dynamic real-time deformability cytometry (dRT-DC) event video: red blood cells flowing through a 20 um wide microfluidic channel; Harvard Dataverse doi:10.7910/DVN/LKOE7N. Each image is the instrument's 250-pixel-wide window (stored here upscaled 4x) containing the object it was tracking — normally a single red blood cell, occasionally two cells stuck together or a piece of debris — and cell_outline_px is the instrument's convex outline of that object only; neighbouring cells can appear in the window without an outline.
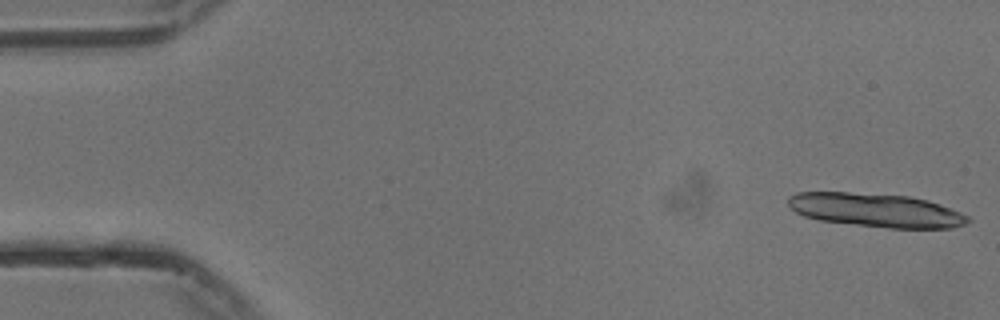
{"species": "common noctule bat (a hibernating species)", "species_latin": "Nyctalus noctula", "temperature_condition": "cold", "stored_images_in_passage": 14, "camera_frame_rate_fps": 3000, "um_per_image_px": 0.085, "animal": {"sex": "male", "body_mass_g": 13.3}, "frame": {"image": 1, "passage_image": 1, "time_ms": 0.0, "image_size_px": [1000, 320], "cell_outline_px": [[972, 220], [964, 224], [952, 228], [888, 228], [820, 220], [804, 216], [796, 212], [788, 204], [788, 196], [796, 192], [848, 192], [908, 196], [928, 200], [940, 204], [960, 212], [968, 216]], "centroid_in_image_um": [74.46, 17.86], "position_along_channel_um": 10.5, "area_um2": 35.2}}